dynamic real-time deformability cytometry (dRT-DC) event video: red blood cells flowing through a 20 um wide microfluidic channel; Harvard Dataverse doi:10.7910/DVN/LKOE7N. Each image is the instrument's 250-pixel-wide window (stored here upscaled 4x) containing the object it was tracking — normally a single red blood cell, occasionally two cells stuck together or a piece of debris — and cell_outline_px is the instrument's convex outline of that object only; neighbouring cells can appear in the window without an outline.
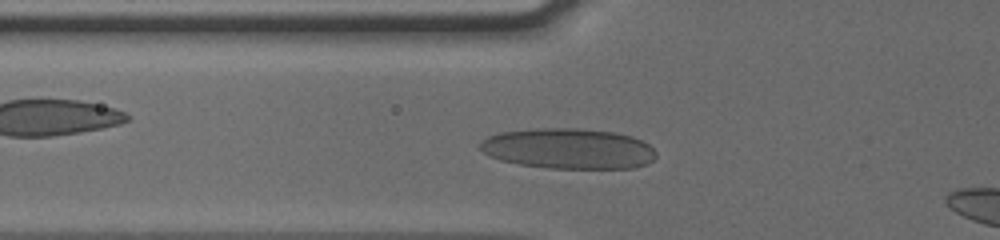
{"species": "human", "species_latin": "Homo sapiens", "temperature_condition": "cold", "stored_images_in_passage": 33, "camera_frame_rate_fps": 3000, "um_per_image_px": 0.085, "donor": {"sex": "male"}, "frame": {"image": 1, "passage_image": 3, "time_ms": 0.667, "image_size_px": [1000, 240], "cell_outline_px": [[656, 156], [648, 164], [632, 168], [548, 168], [520, 164], [500, 160], [488, 156], [480, 148], [480, 140], [488, 136], [500, 132], [536, 128], [576, 128], [616, 132], [632, 136], [648, 144], [656, 152]], "centroid_in_image_um": [48.3, 12.63], "position_along_channel_um": 77.5, "area_um2": 41.67}}
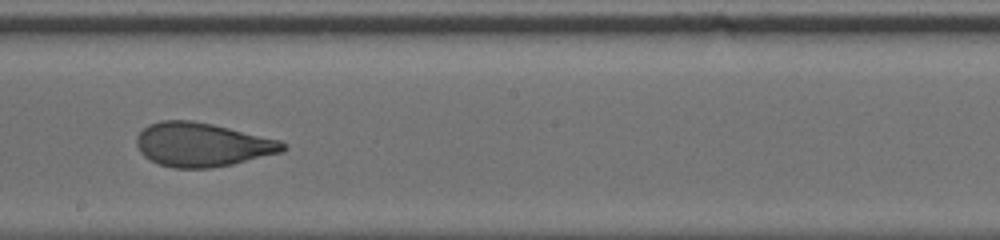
{"frame": {"image": 2, "passage_image": 15, "time_ms": 4.667, "image_size_px": [1000, 240], "cell_outline_px": [[288, 148], [280, 152], [232, 164], [212, 168], [172, 168], [160, 164], [144, 156], [140, 152], [136, 144], [136, 136], [148, 124], [160, 120], [192, 120], [212, 124], [280, 140], [288, 144]], "centroid_in_image_um": [17.17, 12.29], "position_along_channel_um": 231.0, "area_um2": 37.34}}
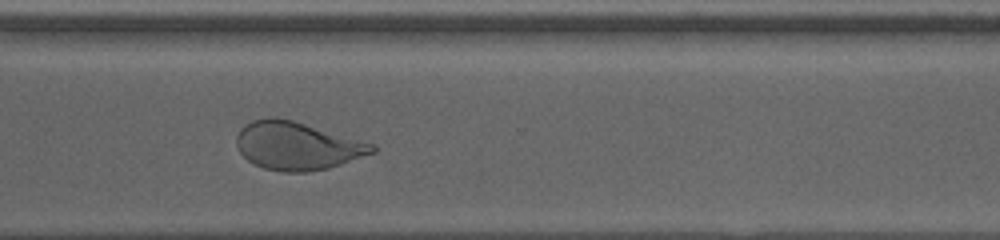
{"frame": {"image": 3, "passage_image": 24, "time_ms": 7.667, "image_size_px": [1000, 240], "cell_outline_px": [[376, 152], [328, 168], [308, 172], [284, 172], [264, 168], [248, 160], [240, 152], [236, 144], [236, 136], [240, 128], [244, 124], [252, 120], [272, 116], [276, 116], [292, 120], [376, 144]], "centroid_in_image_um": [25.25, 12.38], "position_along_channel_um": 345.4, "area_um2": 38.03}}